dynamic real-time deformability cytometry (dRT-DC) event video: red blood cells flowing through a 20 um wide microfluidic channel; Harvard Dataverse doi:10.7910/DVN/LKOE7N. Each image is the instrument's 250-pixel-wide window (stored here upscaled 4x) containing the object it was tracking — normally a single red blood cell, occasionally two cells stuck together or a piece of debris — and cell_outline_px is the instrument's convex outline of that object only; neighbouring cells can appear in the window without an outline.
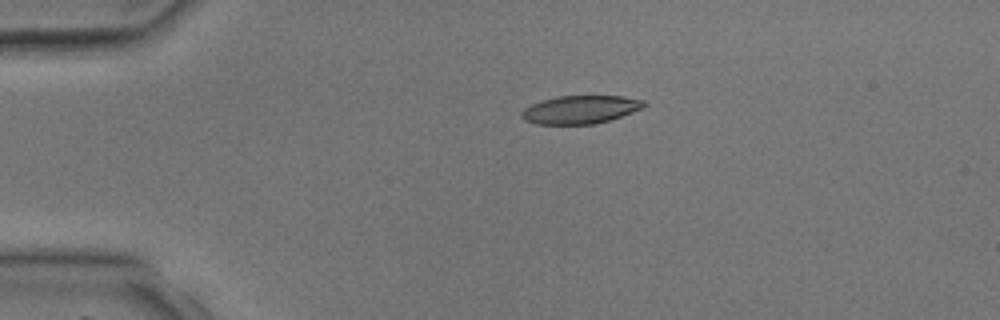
{"species": "common noctule bat (a hibernating species)", "species_latin": "Nyctalus noctula", "temperature_condition": "room temperature", "stored_images_in_passage": 5, "camera_frame_rate_fps": 3000, "um_per_image_px": 0.085, "animal": {"sex": "male", "body_mass_g": 17.9, "forearm_length_mm": 54.2}, "frame": {"image": 1, "passage_image": 3, "time_ms": 2.333, "image_size_px": [1000, 320], "cell_outline_px": [[648, 104], [644, 108], [596, 124], [536, 124], [524, 120], [520, 116], [520, 112], [524, 108], [540, 100], [560, 96], [624, 96], [644, 100]], "centroid_in_image_um": [49.32, 9.31], "position_along_channel_um": 35.7, "area_um2": 20.17}}